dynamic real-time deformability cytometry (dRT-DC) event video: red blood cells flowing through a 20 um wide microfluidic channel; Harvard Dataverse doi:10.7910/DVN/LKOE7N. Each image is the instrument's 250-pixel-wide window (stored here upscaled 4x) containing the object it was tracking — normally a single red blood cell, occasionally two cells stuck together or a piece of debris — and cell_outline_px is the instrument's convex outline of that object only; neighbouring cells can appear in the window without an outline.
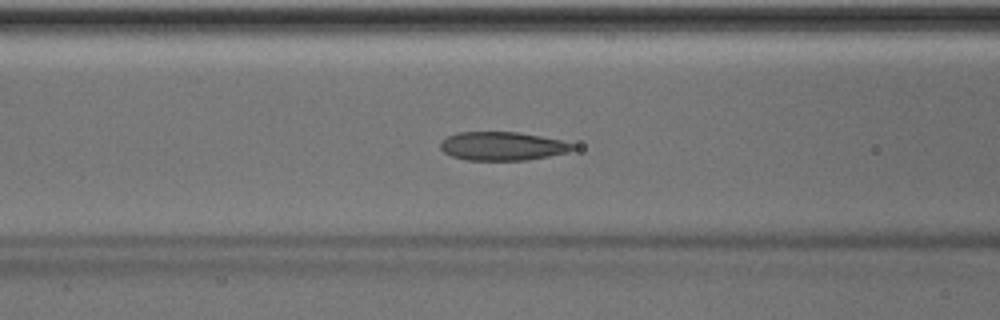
{"species": "Egyptian fruit bat (a non-hibernating species)", "species_latin": "Rousettus aegyptiacus", "temperature_condition": "room temperature", "stored_images_in_passage": 36, "camera_frame_rate_fps": 3000, "um_per_image_px": 0.085, "animal": {"sex": "male"}, "frame": {"image": 1, "passage_image": 6, "time_ms": 1.667, "image_size_px": [1000, 320], "cell_outline_px": [[576, 148], [568, 152], [528, 160], [468, 160], [452, 156], [444, 152], [440, 148], [440, 140], [456, 132], [520, 132], [560, 140], [572, 144]], "centroid_in_image_um": [42.67, 12.42], "position_along_channel_um": 123.9, "area_um2": 22.02}}
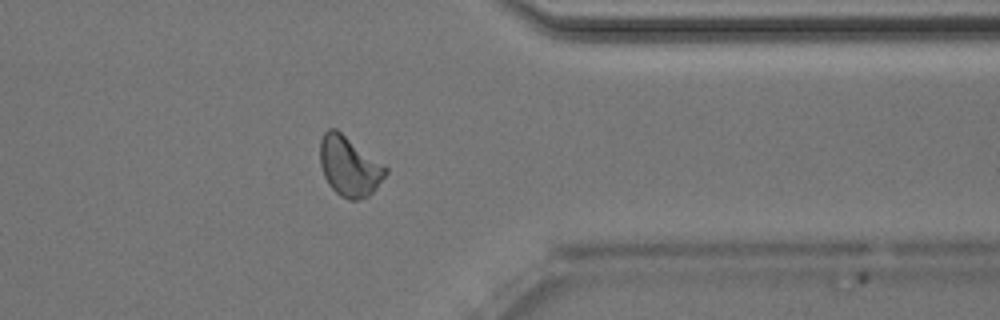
{"frame": {"image": 2, "passage_image": 26, "time_ms": 8.333, "image_size_px": [1000, 320], "cell_outline_px": [[388, 172], [376, 188], [368, 196], [356, 200], [348, 200], [340, 196], [328, 184], [324, 176], [320, 164], [320, 140], [324, 132], [328, 128], [336, 128], [388, 168]], "centroid_in_image_um": [29.67, 14.13], "position_along_channel_um": 381.7, "area_um2": 22.77}}
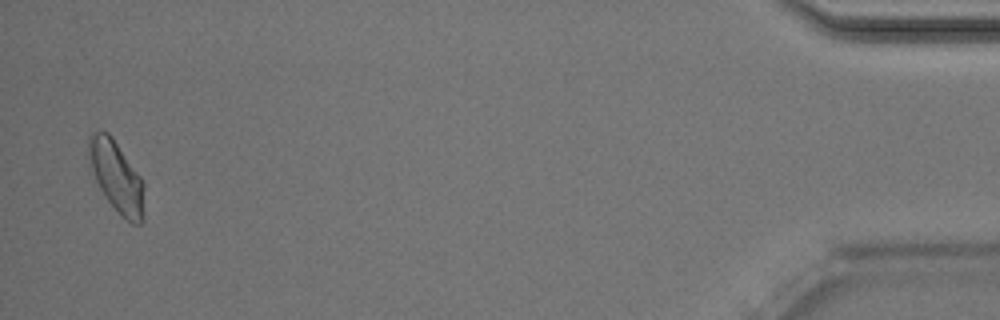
{"frame": {"image": 3, "passage_image": 35, "time_ms": 11.333, "image_size_px": [1000, 320], "cell_outline_px": [[144, 220], [140, 224], [132, 224], [120, 216], [108, 200], [88, 172], [88, 136], [92, 132], [108, 132], [112, 136], [140, 176], [144, 184]], "centroid_in_image_um": [9.87, 15.04], "position_along_channel_um": 425.3, "area_um2": 23.58}, "authors_computed_cell_mechanics": {"area_um2": 21.7039, "velocity_mm_per_s": 4.0011, "shape_relaxation_time_tau1_ms": 7.1706, "shape_relaxation_time_tau2_ms": 6.7775, "deformation_change_tau1": 0.1575, "deformation_change_tau2": 0.1196}}